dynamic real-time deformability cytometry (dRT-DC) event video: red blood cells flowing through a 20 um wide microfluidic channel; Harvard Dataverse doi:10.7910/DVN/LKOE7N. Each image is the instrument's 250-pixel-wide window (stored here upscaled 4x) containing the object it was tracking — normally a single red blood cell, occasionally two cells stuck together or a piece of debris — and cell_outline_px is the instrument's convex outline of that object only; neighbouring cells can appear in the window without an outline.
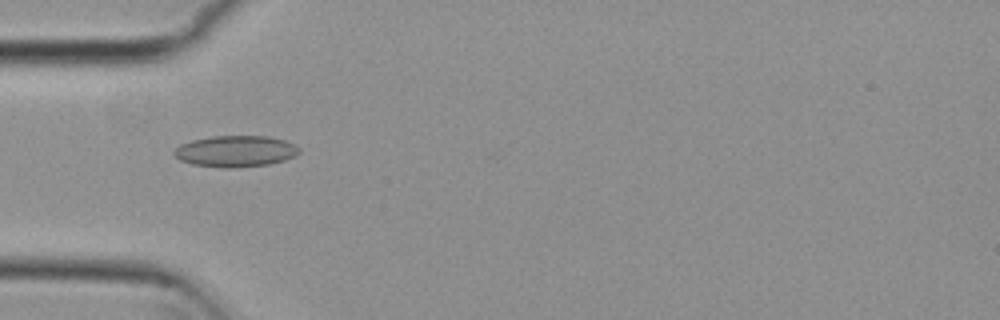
{"species": "common noctule bat (a hibernating species)", "species_latin": "Nyctalus noctula", "temperature_condition": "cold", "stored_images_in_passage": 5, "camera_frame_rate_fps": 3000, "um_per_image_px": 0.085, "animal": {"sex": "female", "body_mass_g": 29.2, "forearm_length_mm": 56.3}, "frame": {"image": 1, "passage_image": 1, "time_ms": 0.0, "image_size_px": [1000, 320], "cell_outline_px": [[300, 152], [296, 156], [284, 160], [268, 164], [232, 168], [224, 168], [192, 164], [180, 160], [172, 152], [180, 144], [192, 140], [212, 136], [268, 136], [284, 140], [296, 144], [300, 148]], "centroid_in_image_um": [20.04, 12.85], "position_along_channel_um": 65.0, "area_um2": 22.89}}
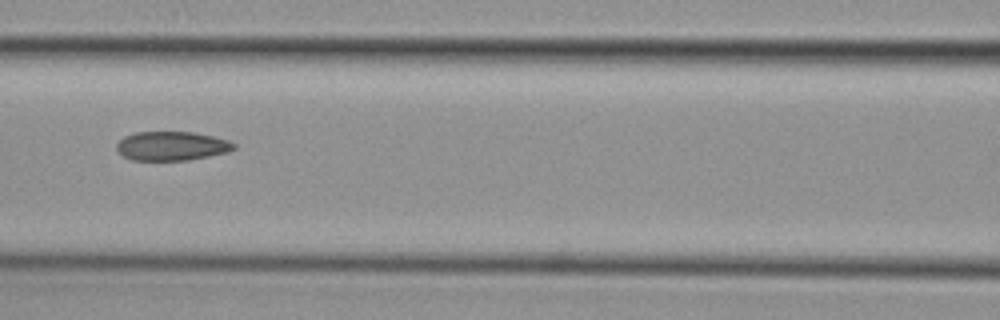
{"frame": {"image": 2, "passage_image": 3, "time_ms": 0.667, "image_size_px": [1000, 320], "cell_outline_px": [[236, 148], [228, 152], [188, 160], [132, 160], [124, 156], [116, 148], [116, 144], [124, 136], [136, 132], [196, 132], [228, 140], [236, 144]], "centroid_in_image_um": [14.61, 12.4], "position_along_channel_um": 152.0, "area_um2": 19.83}}
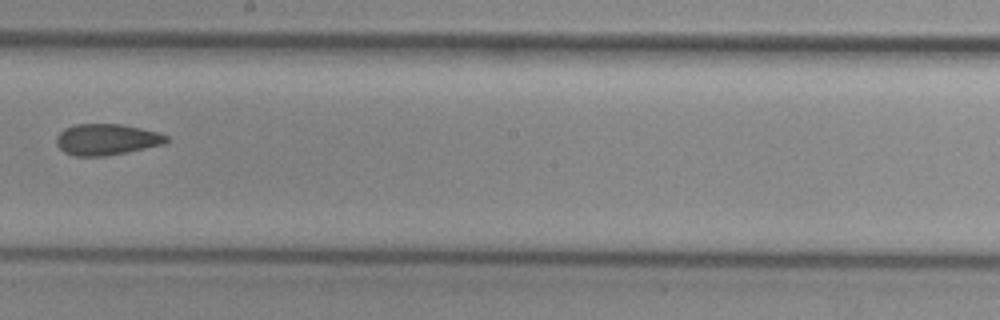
{"frame": {"image": 3, "passage_image": 5, "time_ms": 1.333, "image_size_px": [1000, 320], "cell_outline_px": [[168, 140], [164, 144], [128, 152], [108, 156], [72, 156], [64, 152], [56, 144], [56, 136], [64, 128], [76, 124], [120, 124], [140, 128], [156, 132], [168, 136]], "centroid_in_image_um": [9.03, 11.86], "position_along_channel_um": 239.2, "area_um2": 20.06}}